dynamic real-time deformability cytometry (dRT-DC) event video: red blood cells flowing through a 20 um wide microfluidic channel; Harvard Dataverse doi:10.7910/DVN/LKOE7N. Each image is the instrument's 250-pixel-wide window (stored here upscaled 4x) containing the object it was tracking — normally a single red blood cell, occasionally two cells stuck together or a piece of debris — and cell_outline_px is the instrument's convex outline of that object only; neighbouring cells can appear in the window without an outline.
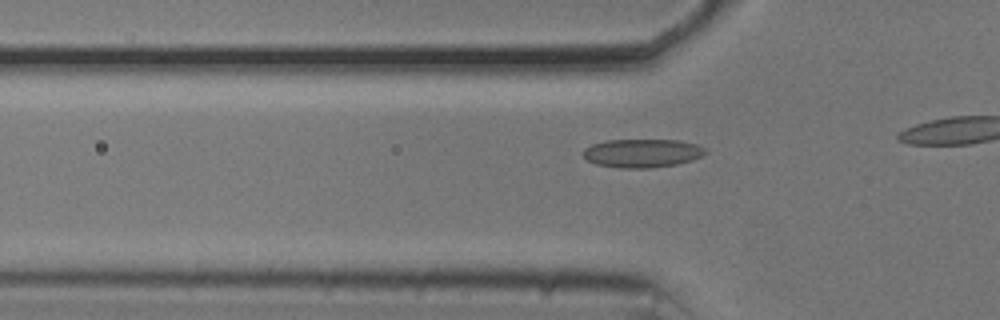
{"species": "common noctule bat (a hibernating species)", "species_latin": "Nyctalus noctula", "temperature_condition": "cold", "stored_images_in_passage": 11, "camera_frame_rate_fps": 3000, "um_per_image_px": 0.085, "animal": {"sex": "male", "body_mass_g": 20.5, "forearm_length_mm": 52.5}, "frame": {"image": 1, "passage_image": 5, "time_ms": 1.333, "image_size_px": [1000, 320], "cell_outline_px": [[708, 152], [692, 160], [676, 164], [648, 168], [620, 168], [596, 164], [588, 160], [584, 156], [584, 148], [592, 144], [608, 140], [680, 140], [696, 144], [704, 148]], "centroid_in_image_um": [54.59, 13.01], "position_along_channel_um": 71.2, "area_um2": 20.17}}
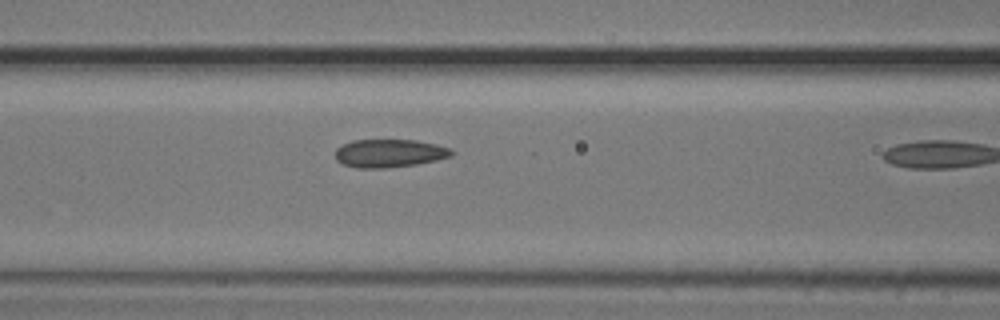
{"frame": {"image": 2, "passage_image": 10, "time_ms": 3.0, "image_size_px": [1000, 320], "cell_outline_px": [[456, 152], [452, 156], [436, 160], [416, 164], [388, 168], [356, 168], [344, 164], [336, 160], [336, 148], [352, 140], [416, 140], [436, 144], [452, 148]], "centroid_in_image_um": [33.14, 13.03], "position_along_channel_um": 133.5, "area_um2": 19.19}}